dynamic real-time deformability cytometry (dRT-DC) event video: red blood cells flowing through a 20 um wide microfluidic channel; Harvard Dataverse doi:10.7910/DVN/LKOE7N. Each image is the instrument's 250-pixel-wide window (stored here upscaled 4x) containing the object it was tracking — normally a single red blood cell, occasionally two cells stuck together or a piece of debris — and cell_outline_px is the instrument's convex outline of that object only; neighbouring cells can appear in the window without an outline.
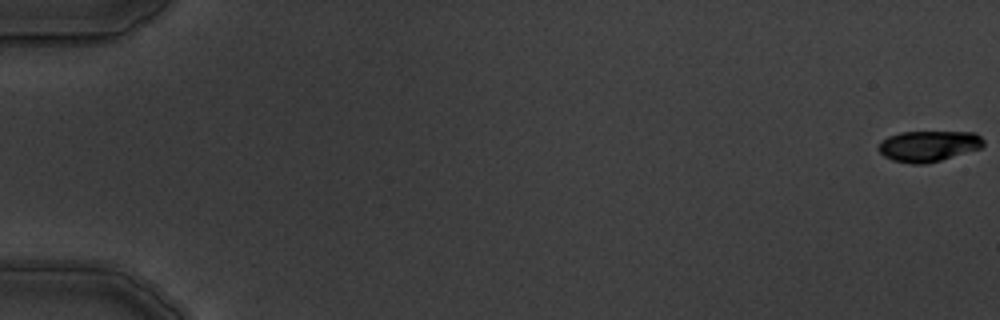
{"species": "common noctule bat (a hibernating species)", "species_latin": "Nyctalus noctula", "temperature_condition": "warm", "stored_images_in_passage": 5, "camera_frame_rate_fps": 3000, "um_per_image_px": 0.085, "animal": {"sex": "male", "body_mass_g": 19.5, "forearm_length_mm": 54.6}, "frame": {"image": 1, "passage_image": 1, "time_ms": 0.0, "image_size_px": [1000, 320], "cell_outline_px": [[984, 144], [980, 148], [940, 160], [924, 164], [912, 164], [892, 160], [884, 156], [876, 148], [880, 140], [888, 136], [900, 132], [976, 132], [984, 140]], "centroid_in_image_um": [78.88, 12.4], "position_along_channel_um": 6.1, "area_um2": 18.9}}
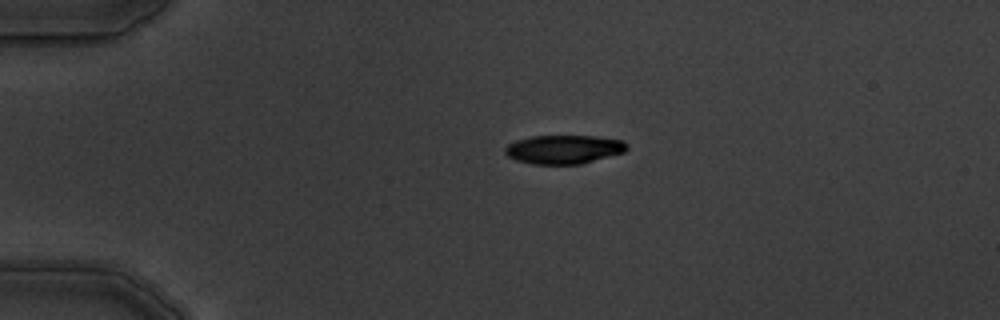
{"frame": {"image": 2, "passage_image": 4, "time_ms": 4.333, "image_size_px": [1000, 320], "cell_outline_px": [[628, 148], [624, 152], [580, 164], [532, 164], [516, 160], [508, 156], [504, 152], [504, 148], [508, 144], [516, 140], [532, 136], [596, 136], [624, 140], [628, 144]], "centroid_in_image_um": [47.93, 12.69], "position_along_channel_um": 37.1, "area_um2": 20.46}}